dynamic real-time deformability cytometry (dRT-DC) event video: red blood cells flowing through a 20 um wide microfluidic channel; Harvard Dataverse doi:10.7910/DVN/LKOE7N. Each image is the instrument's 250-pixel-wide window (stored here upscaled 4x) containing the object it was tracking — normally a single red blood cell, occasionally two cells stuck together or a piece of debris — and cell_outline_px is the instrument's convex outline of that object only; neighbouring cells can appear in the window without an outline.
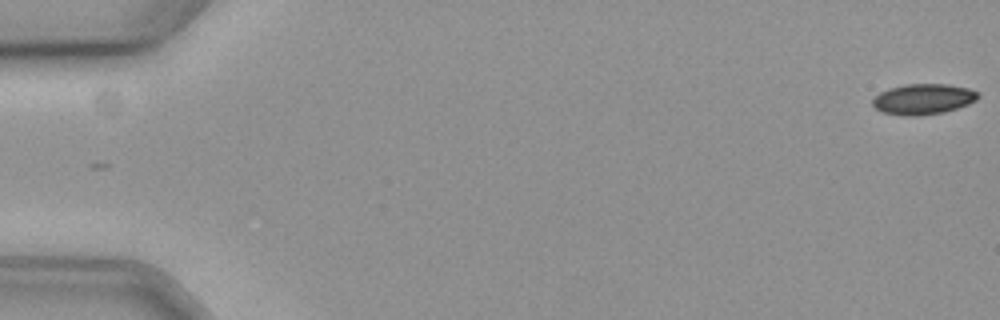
{"species": "common noctule bat (a hibernating species)", "species_latin": "Nyctalus noctula", "temperature_condition": "cold", "stored_images_in_passage": 59, "camera_frame_rate_fps": 3000, "um_per_image_px": 0.085, "animal": {"sex": "female", "body_mass_g": 19.3, "forearm_length_mm": 54.1}, "frame": {"image": 1, "passage_image": 1, "time_ms": 0.0, "image_size_px": [1000, 320], "cell_outline_px": [[980, 96], [976, 100], [968, 104], [944, 112], [916, 116], [908, 116], [884, 112], [876, 108], [872, 104], [872, 100], [880, 92], [904, 84], [944, 84], [968, 88], [976, 92]], "centroid_in_image_um": [78.48, 8.42], "position_along_channel_um": 6.5, "area_um2": 18.5}}
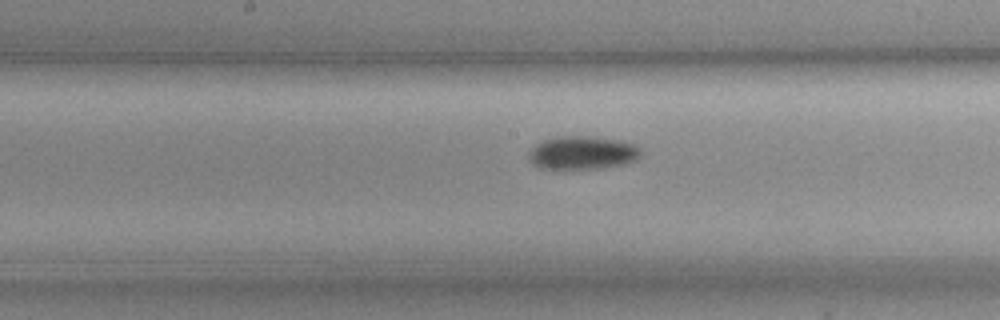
{"frame": {"image": 2, "passage_image": 31, "time_ms": 10.0, "image_size_px": [1000, 320], "cell_outline_px": [[640, 156], [636, 160], [624, 164], [604, 168], [544, 168], [532, 164], [528, 160], [528, 156], [532, 148], [536, 144], [544, 140], [556, 136], [592, 136], [624, 140], [636, 144], [640, 148]], "centroid_in_image_um": [49.55, 12.96], "position_along_channel_um": 198.7, "area_um2": 21.91}}
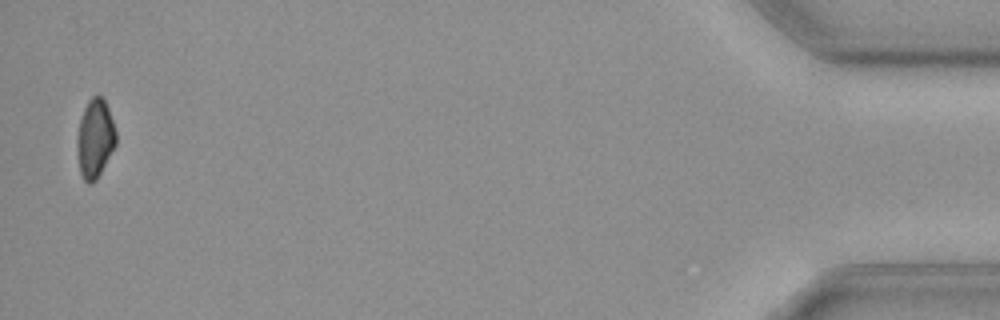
{"frame": {"image": 3, "passage_image": 58, "time_ms": 19.0, "image_size_px": [1000, 320], "cell_outline_px": [[116, 144], [96, 180], [88, 184], [84, 180], [80, 172], [76, 148], [76, 136], [80, 120], [84, 108], [88, 100], [92, 96], [104, 96], [116, 132]], "centroid_in_image_um": [8.06, 11.76], "position_along_channel_um": 427.1, "area_um2": 17.86}}